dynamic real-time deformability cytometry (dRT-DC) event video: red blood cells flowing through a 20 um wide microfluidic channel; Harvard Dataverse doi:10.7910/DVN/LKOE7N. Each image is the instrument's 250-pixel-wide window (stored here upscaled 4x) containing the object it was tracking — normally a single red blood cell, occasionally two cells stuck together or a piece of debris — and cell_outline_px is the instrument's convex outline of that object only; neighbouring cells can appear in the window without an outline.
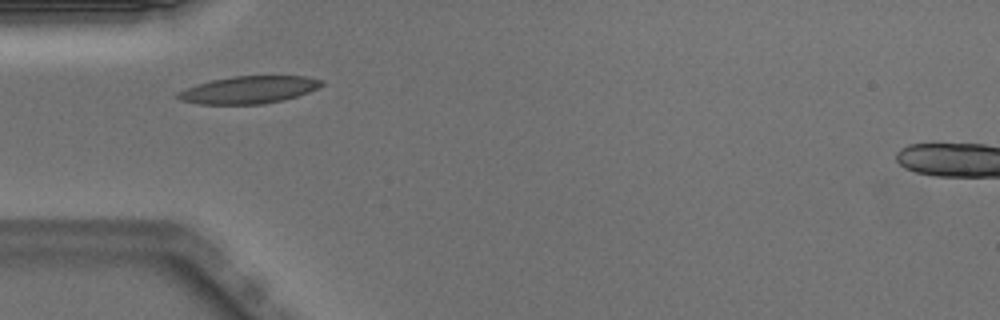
{"species": "Egyptian fruit bat (a non-hibernating species)", "species_latin": "Rousettus aegyptiacus", "temperature_condition": "warm", "stored_images_in_passage": 36, "camera_frame_rate_fps": 3000, "um_per_image_px": 0.085, "animal": {"sex": "male"}, "frame": {"image": 1, "passage_image": 1, "time_ms": 0.0, "image_size_px": [1000, 320], "cell_outline_px": [[324, 84], [320, 88], [296, 96], [264, 104], [200, 104], [180, 100], [176, 96], [176, 92], [196, 84], [212, 80], [232, 76], [308, 76], [324, 80]], "centroid_in_image_um": [21.16, 7.62], "position_along_channel_um": 63.8, "area_um2": 23.0}}
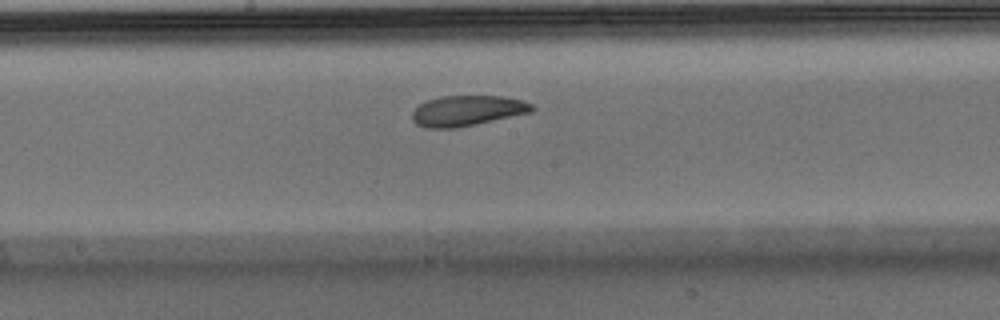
{"frame": {"image": 2, "passage_image": 12, "time_ms": 3.667, "image_size_px": [1000, 320], "cell_outline_px": [[536, 108], [532, 112], [476, 124], [456, 128], [428, 128], [416, 124], [412, 120], [412, 112], [420, 104], [428, 100], [440, 96], [504, 96], [524, 100], [532, 104]], "centroid_in_image_um": [39.74, 9.4], "position_along_channel_um": 208.5, "area_um2": 21.33}}
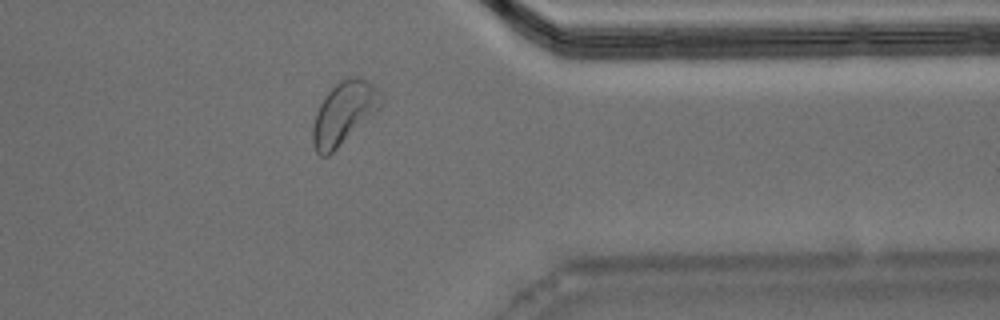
{"frame": {"image": 3, "passage_image": 26, "time_ms": 8.333, "image_size_px": [1000, 320], "cell_outline_px": [[384, 100], [380, 108], [376, 112], [328, 156], [320, 156], [316, 152], [312, 144], [312, 128], [316, 112], [320, 104], [328, 92], [340, 80], [348, 76], [356, 76], [368, 80], [376, 88]], "centroid_in_image_um": [29.22, 9.6], "position_along_channel_um": 382.2, "area_um2": 24.74}, "authors_computed_cell_mechanics": {"area_um2": 22.2819, "velocity_mm_per_s": 3.9437, "shape_relaxation_time_tau1_ms": 4.4439, "shape_relaxation_time_tau2_ms": 4.7056, "deformation_change_tau1": 0.1206, "deformation_change_tau2": 0.0943}}